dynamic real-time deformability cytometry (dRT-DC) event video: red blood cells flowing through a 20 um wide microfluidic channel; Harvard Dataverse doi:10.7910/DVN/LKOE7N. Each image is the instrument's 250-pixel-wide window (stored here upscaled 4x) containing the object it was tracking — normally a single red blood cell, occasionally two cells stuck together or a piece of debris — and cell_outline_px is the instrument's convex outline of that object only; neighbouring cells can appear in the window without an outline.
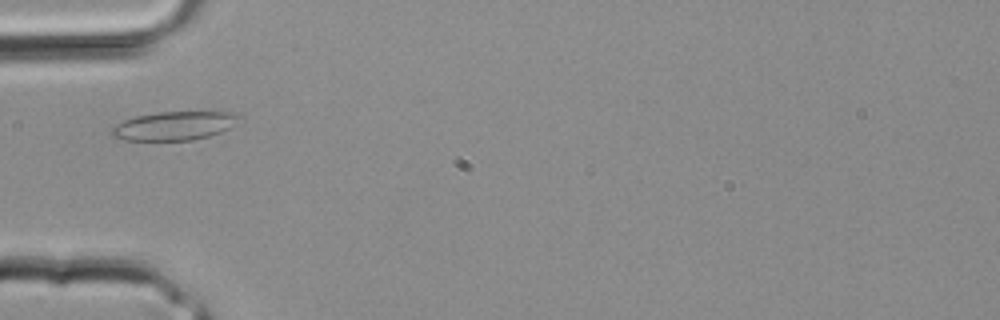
{"species": "common noctule bat (a hibernating species)", "species_latin": "Nyctalus noctula", "temperature_condition": "room temperature", "stored_images_in_passage": 1, "camera_frame_rate_fps": 3000, "um_per_image_px": 0.085, "animal": {"sex": "male", "body_mass_g": 20.4}, "frame": {"image": 1, "passage_image": 1, "time_ms": 0.0, "image_size_px": [1000, 320], "cell_outline_px": [[240, 116], [228, 128], [220, 132], [208, 136], [192, 140], [124, 140], [112, 136], [108, 132], [116, 124], [124, 120], [136, 116], [156, 112], [208, 108], [212, 108], [232, 112]], "centroid_in_image_um": [14.84, 10.63], "position_along_channel_um": 70.2, "area_um2": 22.2}}